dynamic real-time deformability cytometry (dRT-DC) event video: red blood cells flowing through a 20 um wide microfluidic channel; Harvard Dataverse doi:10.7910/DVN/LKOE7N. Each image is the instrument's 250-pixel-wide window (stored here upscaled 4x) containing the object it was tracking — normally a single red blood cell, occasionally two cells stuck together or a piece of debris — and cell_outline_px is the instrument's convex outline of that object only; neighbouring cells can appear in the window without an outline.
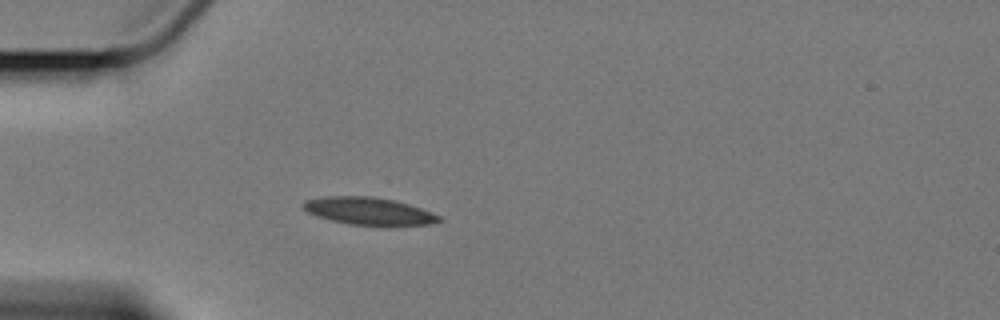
{"species": "Egyptian fruit bat (a non-hibernating species)", "species_latin": "Rousettus aegyptiacus", "temperature_condition": "cold", "stored_images_in_passage": 4, "camera_frame_rate_fps": 3000, "um_per_image_px": 0.085, "animal": {"sex": "female"}, "frame": {"image": 1, "passage_image": 4, "time_ms": 4.0, "image_size_px": [1000, 320], "cell_outline_px": [[444, 220], [428, 224], [388, 228], [348, 224], [316, 216], [308, 212], [300, 204], [304, 200], [324, 196], [372, 196], [392, 200], [408, 204], [432, 212], [440, 216]], "centroid_in_image_um": [31.37, 17.98], "position_along_channel_um": 53.6, "area_um2": 22.43}}